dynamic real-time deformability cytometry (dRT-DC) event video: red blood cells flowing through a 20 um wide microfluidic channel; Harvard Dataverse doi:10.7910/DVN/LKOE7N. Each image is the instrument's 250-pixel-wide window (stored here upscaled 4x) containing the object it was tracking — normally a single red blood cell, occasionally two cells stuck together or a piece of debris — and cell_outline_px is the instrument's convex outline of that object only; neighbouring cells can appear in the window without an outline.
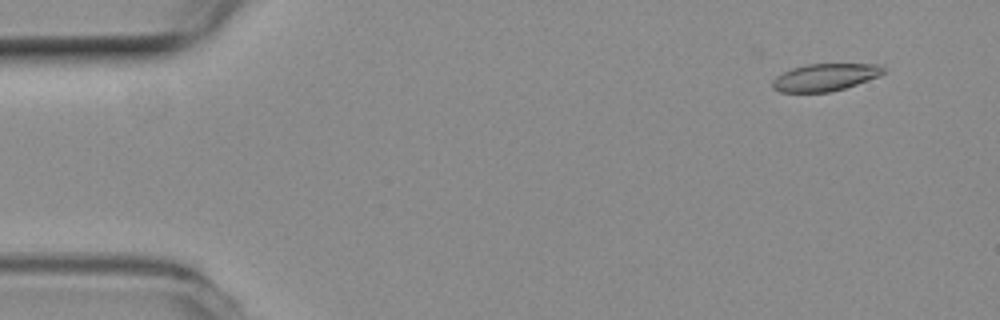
{"species": "common noctule bat (a hibernating species)", "species_latin": "Nyctalus noctula", "temperature_condition": "room temperature", "stored_images_in_passage": 55, "camera_frame_rate_fps": 3000, "um_per_image_px": 0.085, "animal": {"sex": "female", "body_mass_g": 19.3, "forearm_length_mm": 54.1}, "frame": {"image": 1, "passage_image": 5, "time_ms": 1.333, "image_size_px": [1000, 320], "cell_outline_px": [[884, 72], [880, 76], [844, 88], [828, 92], [780, 92], [772, 88], [772, 80], [776, 76], [792, 68], [808, 64], [880, 64], [884, 68]], "centroid_in_image_um": [70.12, 6.57], "position_along_channel_um": 14.9, "area_um2": 17.57}}
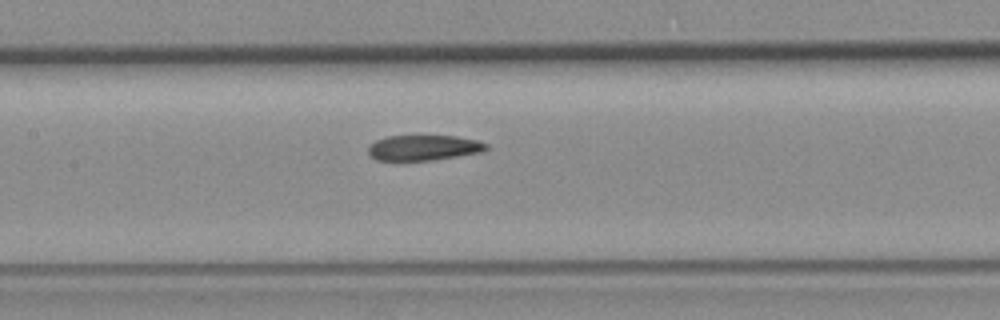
{"frame": {"image": 2, "passage_image": 26, "time_ms": 8.333, "image_size_px": [1000, 320], "cell_outline_px": [[488, 148], [480, 152], [432, 160], [376, 160], [368, 156], [368, 148], [376, 140], [388, 136], [456, 136], [476, 140], [488, 144]], "centroid_in_image_um": [35.98, 12.55], "position_along_channel_um": 171.4, "area_um2": 17.28}}
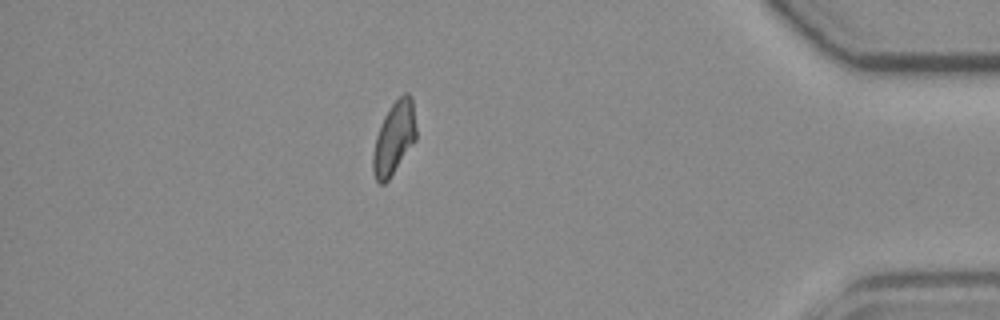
{"frame": {"image": 3, "passage_image": 48, "time_ms": 15.667, "image_size_px": [1000, 320], "cell_outline_px": [[416, 140], [388, 180], [384, 184], [380, 184], [376, 180], [372, 172], [372, 156], [376, 136], [380, 124], [384, 116], [392, 104], [404, 92], [408, 92], [412, 96], [416, 128]], "centroid_in_image_um": [33.49, 11.73], "position_along_channel_um": 401.7, "area_um2": 18.38}, "authors_computed_cell_mechanics": {"area_um2": 18.496, "velocity_mm_per_s": 3.7691, "shape_relaxation_time_tau1_ms": null, "shape_relaxation_time_tau2_ms": 2.1363, "deformation_change_tau1": null, "deformation_change_tau2": 0.0793}}